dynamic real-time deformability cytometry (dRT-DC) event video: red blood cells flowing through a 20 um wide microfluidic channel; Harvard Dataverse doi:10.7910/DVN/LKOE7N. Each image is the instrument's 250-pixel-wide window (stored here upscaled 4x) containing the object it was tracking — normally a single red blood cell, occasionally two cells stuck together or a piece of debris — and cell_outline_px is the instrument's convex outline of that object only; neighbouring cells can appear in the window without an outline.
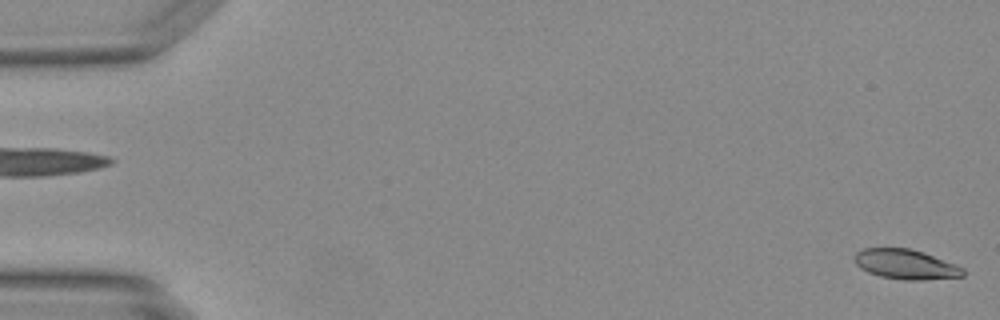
{"species": "Egyptian fruit bat (a non-hibernating species)", "species_latin": "Rousettus aegyptiacus", "temperature_condition": "warm", "stored_images_in_passage": 19, "camera_frame_rate_fps": 3000, "um_per_image_px": 0.085, "animal": {"sex": "female"}, "frame": {"image": 1, "passage_image": 1, "time_ms": 0.0, "image_size_px": [1000, 320], "cell_outline_px": [[964, 276], [924, 280], [904, 280], [880, 276], [868, 272], [860, 268], [856, 264], [852, 256], [856, 252], [864, 248], [912, 248], [924, 252], [956, 264], [964, 268]], "centroid_in_image_um": [76.98, 22.46], "position_along_channel_um": 8.0, "area_um2": 19.07}}
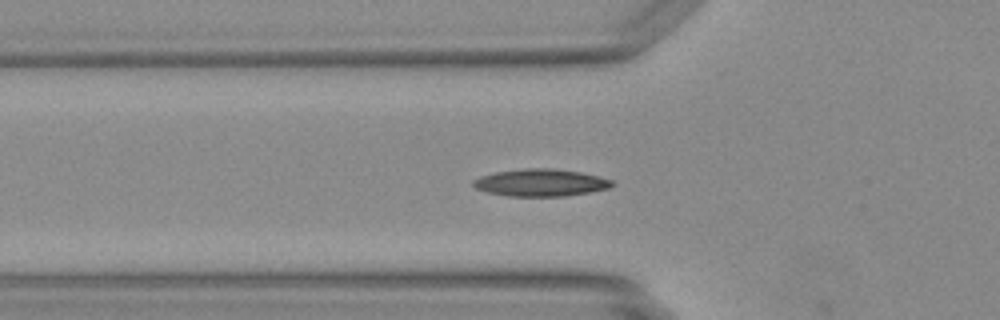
{"frame": {"image": 2, "passage_image": 17, "time_ms": 5.333, "image_size_px": [1000, 320], "cell_outline_px": [[616, 184], [608, 188], [592, 192], [564, 196], [508, 196], [488, 192], [476, 188], [472, 184], [472, 180], [480, 176], [496, 172], [524, 168], [552, 168], [580, 172], [600, 176], [612, 180]], "centroid_in_image_um": [45.98, 15.52], "position_along_channel_um": 79.8, "area_um2": 22.14}}